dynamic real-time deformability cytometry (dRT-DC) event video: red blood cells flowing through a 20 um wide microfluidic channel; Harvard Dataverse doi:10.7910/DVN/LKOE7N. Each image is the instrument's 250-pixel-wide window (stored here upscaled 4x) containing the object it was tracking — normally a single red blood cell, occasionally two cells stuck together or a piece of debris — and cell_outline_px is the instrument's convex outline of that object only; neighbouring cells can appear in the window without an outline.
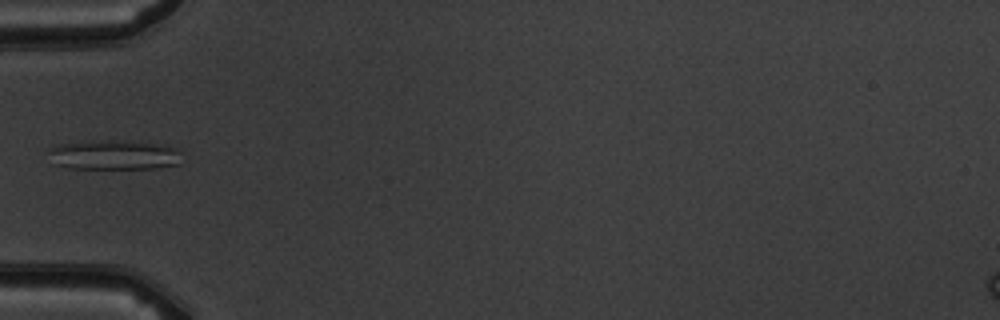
{"species": "common noctule bat (a hibernating species)", "species_latin": "Nyctalus noctula", "temperature_condition": "warm", "stored_images_in_passage": 6, "camera_frame_rate_fps": 3000, "um_per_image_px": 0.085, "animal": {"sex": "male", "body_mass_g": 19.5, "forearm_length_mm": 54.6}, "frame": {"image": 1, "passage_image": 6, "time_ms": 6.0, "image_size_px": [1000, 320], "cell_outline_px": [[184, 152], [180, 164], [156, 168], [68, 168], [52, 164], [48, 148], [60, 144], [108, 140], [132, 140], [168, 144]], "centroid_in_image_um": [9.79, 13.15], "position_along_channel_um": 75.2, "area_um2": 23.64}}